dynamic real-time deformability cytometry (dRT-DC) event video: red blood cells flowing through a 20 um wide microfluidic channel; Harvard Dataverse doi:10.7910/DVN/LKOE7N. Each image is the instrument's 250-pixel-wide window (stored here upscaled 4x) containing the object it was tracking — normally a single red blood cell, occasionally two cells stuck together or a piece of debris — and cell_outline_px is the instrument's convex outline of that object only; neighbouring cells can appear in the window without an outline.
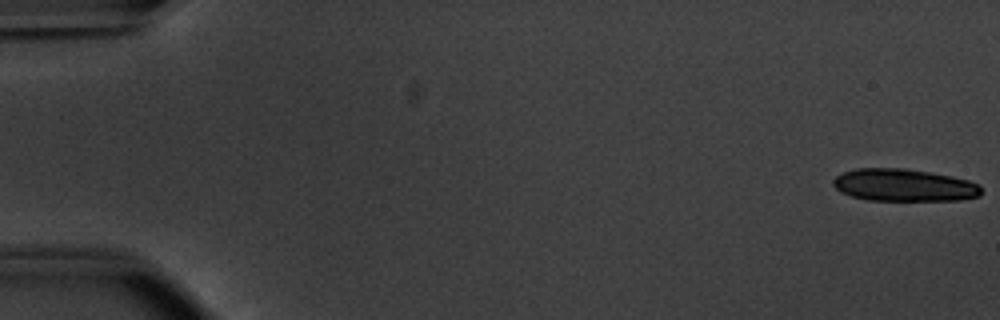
{"species": "common noctule bat (a hibernating species)", "species_latin": "Nyctalus noctula", "temperature_condition": "warm", "stored_images_in_passage": 17, "camera_frame_rate_fps": 3000, "um_per_image_px": 0.085, "animal": {"sex": "male", "body_mass_g": 20.1, "forearm_length_mm": 53.5}, "frame": {"image": 1, "passage_image": 1, "time_ms": 0.0, "image_size_px": [1000, 320], "cell_outline_px": [[980, 196], [960, 200], [868, 200], [852, 196], [840, 192], [832, 184], [832, 180], [836, 176], [844, 172], [856, 168], [904, 168], [932, 172], [952, 176], [968, 180], [980, 184]], "centroid_in_image_um": [76.83, 15.73], "position_along_channel_um": 8.2, "area_um2": 28.03}}